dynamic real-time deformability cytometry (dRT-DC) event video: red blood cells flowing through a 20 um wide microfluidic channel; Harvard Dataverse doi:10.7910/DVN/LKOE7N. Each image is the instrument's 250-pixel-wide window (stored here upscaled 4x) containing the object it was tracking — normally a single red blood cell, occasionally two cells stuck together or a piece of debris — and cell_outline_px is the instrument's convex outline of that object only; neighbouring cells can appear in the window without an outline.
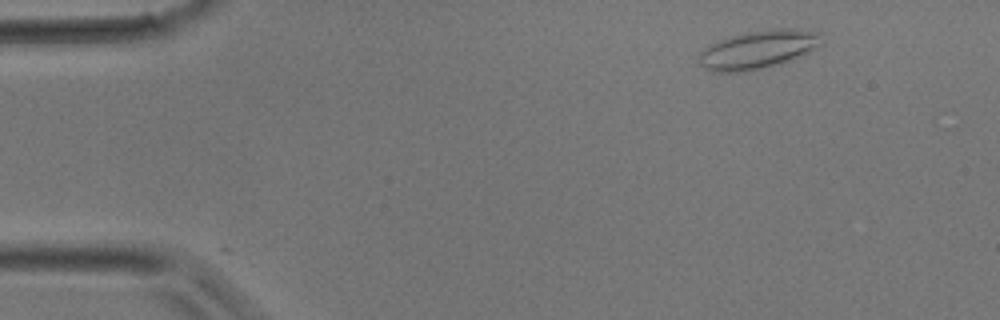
{"species": "common noctule bat (a hibernating species)", "species_latin": "Nyctalus noctula", "temperature_condition": "room temperature", "stored_images_in_passage": 3, "camera_frame_rate_fps": 3000, "um_per_image_px": 0.085, "animal": {"sex": "male", "body_mass_g": 17.9}, "frame": {"image": 1, "passage_image": 3, "time_ms": 0.667, "image_size_px": [1000, 320], "cell_outline_px": [[824, 44], [808, 52], [780, 64], [744, 72], [712, 72], [704, 68], [700, 64], [696, 56], [704, 48], [720, 40], [732, 36], [772, 28], [792, 28], [820, 32]], "centroid_in_image_um": [64.45, 4.22], "position_along_channel_um": 20.5, "area_um2": 27.46}}